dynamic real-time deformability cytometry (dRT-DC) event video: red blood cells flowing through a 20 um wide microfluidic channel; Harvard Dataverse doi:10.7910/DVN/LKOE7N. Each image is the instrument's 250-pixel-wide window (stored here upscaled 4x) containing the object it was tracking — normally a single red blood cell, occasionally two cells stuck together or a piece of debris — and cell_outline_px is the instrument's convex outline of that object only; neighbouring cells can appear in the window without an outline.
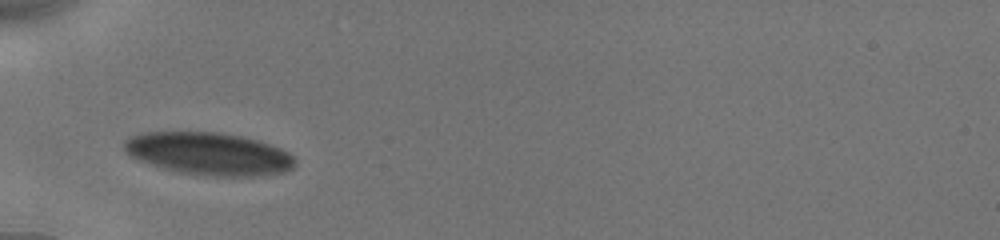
{"species": "human", "species_latin": "Homo sapiens", "temperature_condition": "cold", "stored_images_in_passage": 35, "camera_frame_rate_fps": 3000, "um_per_image_px": 0.085, "donor": {"sex": "male"}, "frame": {"image": 1, "passage_image": 1, "time_ms": 0.0, "image_size_px": [1000, 240], "cell_outline_px": [[296, 164], [292, 168], [284, 172], [264, 176], [212, 176], [176, 172], [140, 160], [124, 152], [124, 140], [128, 136], [144, 132], [216, 132], [244, 136], [260, 140], [280, 148], [288, 152], [296, 160]], "centroid_in_image_um": [17.77, 13.06], "position_along_channel_um": 67.2, "area_um2": 42.66}}
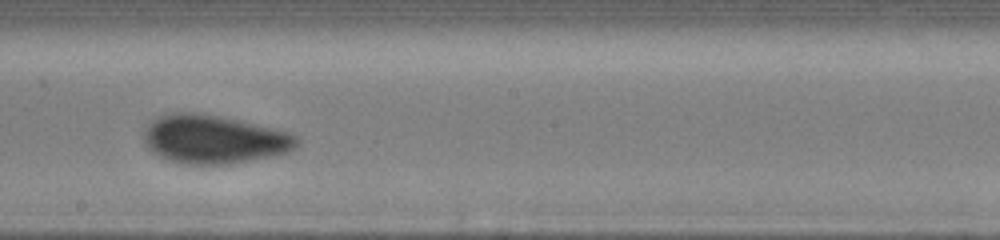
{"frame": {"image": 2, "passage_image": 13, "time_ms": 4.333, "image_size_px": [1000, 240], "cell_outline_px": [[300, 144], [296, 148], [288, 152], [228, 164], [184, 164], [168, 160], [152, 152], [144, 140], [144, 128], [152, 120], [160, 116], [172, 112], [196, 112], [220, 116], [240, 120], [288, 132], [296, 136], [300, 140]], "centroid_in_image_um": [18.17, 11.83], "position_along_channel_um": 230.0, "area_um2": 43.18}}
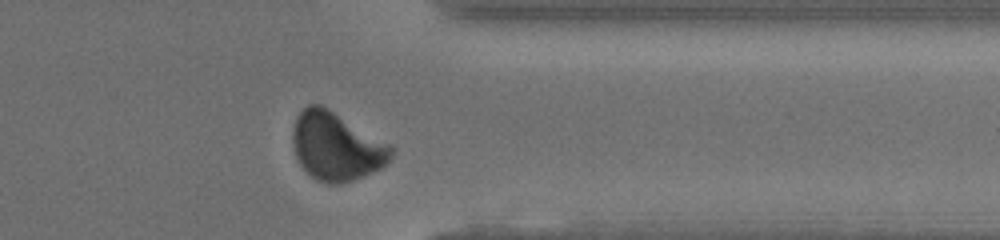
{"frame": {"image": 3, "passage_image": 29, "time_ms": 8.333, "image_size_px": [1000, 240], "cell_outline_px": [[396, 148], [388, 164], [372, 172], [352, 180], [340, 184], [328, 184], [316, 180], [300, 164], [296, 156], [292, 140], [292, 132], [296, 116], [308, 104], [320, 104], [328, 108], [392, 144]], "centroid_in_image_um": [28.62, 12.44], "position_along_channel_um": 382.8, "area_um2": 39.42}, "authors_computed_cell_mechanics": {"area_um2": 40.8646, "velocity_mm_per_s": 3.8828, "shape_relaxation_time_tau1_ms": 6.2332, "shape_relaxation_time_tau2_ms": null, "deformation_change_tau1": 0.1278, "deformation_change_tau2": null}}